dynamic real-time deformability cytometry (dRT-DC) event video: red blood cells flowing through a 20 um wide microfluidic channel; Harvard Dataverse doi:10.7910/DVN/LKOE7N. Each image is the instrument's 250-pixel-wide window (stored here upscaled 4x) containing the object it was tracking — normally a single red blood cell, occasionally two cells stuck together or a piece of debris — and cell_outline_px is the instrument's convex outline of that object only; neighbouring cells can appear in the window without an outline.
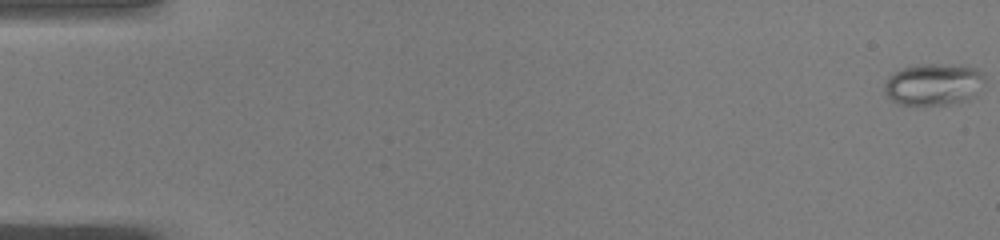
{"species": "common noctule bat (a hibernating species)", "species_latin": "Nyctalus noctula", "temperature_condition": "warm", "stored_images_in_passage": 51, "camera_frame_rate_fps": 3000, "um_per_image_px": 0.085, "animal": {"sex": "male", "body_mass_g": 19.0, "forearm_length_mm": 50.8}, "frame": {"image": 1, "passage_image": 1, "time_ms": 0.0, "image_size_px": [1000, 240], "cell_outline_px": [[984, 80], [968, 100], [948, 104], [916, 108], [900, 104], [892, 100], [884, 92], [884, 84], [888, 76], [904, 68], [916, 64], [936, 64], [976, 68], [984, 76]], "centroid_in_image_um": [79.26, 7.22], "position_along_channel_um": 5.7, "area_um2": 24.51}}
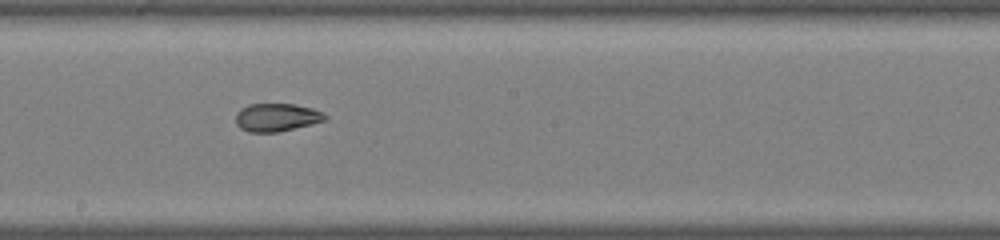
{"frame": {"image": 2, "passage_image": 29, "time_ms": 9.333, "image_size_px": [1000, 240], "cell_outline_px": [[328, 120], [280, 132], [248, 132], [240, 128], [236, 124], [236, 112], [240, 108], [248, 104], [296, 104], [312, 108], [324, 112], [328, 116]], "centroid_in_image_um": [23.54, 9.98], "position_along_channel_um": 224.7, "area_um2": 14.91}}
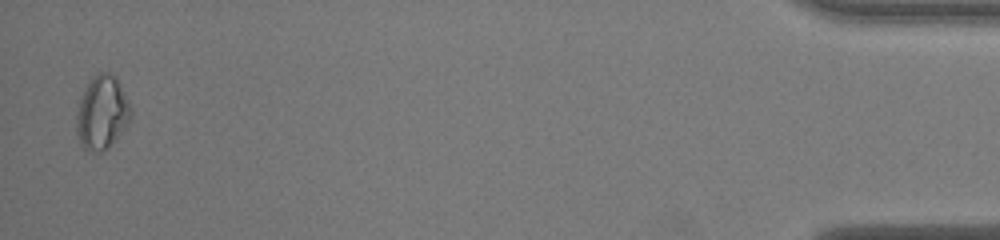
{"frame": {"image": 3, "passage_image": 50, "time_ms": 16.333, "image_size_px": [1000, 240], "cell_outline_px": [[132, 116], [128, 124], [112, 144], [104, 152], [88, 152], [80, 144], [76, 132], [76, 112], [80, 96], [88, 80], [92, 76], [100, 72], [108, 72], [116, 76], [132, 108]], "centroid_in_image_um": [8.66, 9.58], "position_along_channel_um": 426.5, "area_um2": 23.93}, "authors_computed_cell_mechanics": {"area_um2": 18.207, "velocity_mm_per_s": 4.0846, "shape_relaxation_time_tau1_ms": null, "shape_relaxation_time_tau2_ms": 1.8569, "deformation_change_tau1": null, "deformation_change_tau2": 0.0696}}